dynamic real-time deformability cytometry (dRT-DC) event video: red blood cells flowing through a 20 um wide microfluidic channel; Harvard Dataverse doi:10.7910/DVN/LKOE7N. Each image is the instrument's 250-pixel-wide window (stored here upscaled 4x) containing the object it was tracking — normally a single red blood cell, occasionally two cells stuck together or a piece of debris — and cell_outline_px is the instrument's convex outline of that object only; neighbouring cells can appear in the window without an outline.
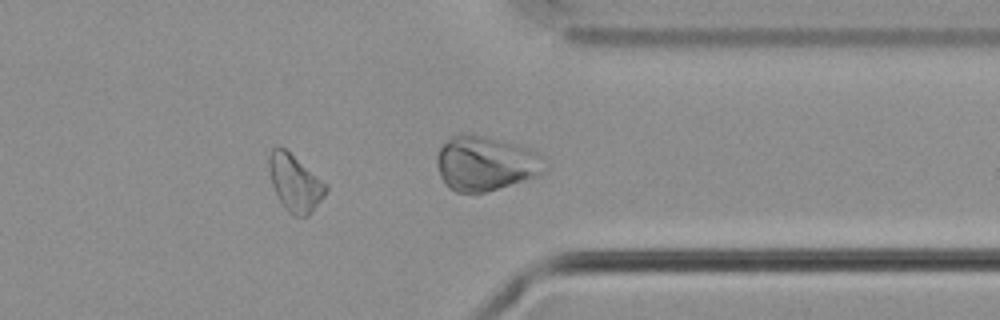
{"species": "common noctule bat (a hibernating species)", "species_latin": "Nyctalus noctula", "temperature_condition": "cold", "stored_images_in_passage": 39, "camera_frame_rate_fps": 3000, "um_per_image_px": 0.085, "animal": {"sex": "male", "body_mass_g": 21.5, "forearm_length_mm": 52.0}, "frame": {"image": 1, "passage_image": 28, "time_ms": 9.0, "image_size_px": [1000, 320], "cell_outline_px": [[328, 188], [324, 196], [312, 212], [308, 216], [292, 216], [284, 208], [272, 184], [268, 168], [268, 156], [272, 148], [276, 144], [280, 144], [328, 184]], "centroid_in_image_um": [25.06, 15.52], "position_along_channel_um": 386.3, "area_um2": 19.07}, "authors_computed_cell_mechanics": {"area_um2": 18.3226, "velocity_mm_per_s": 3.67, "shape_relaxation_time_tau1_ms": 9.8538, "shape_relaxation_time_tau2_ms": null, "deformation_change_tau1": 0.1945, "deformation_change_tau2": null}}